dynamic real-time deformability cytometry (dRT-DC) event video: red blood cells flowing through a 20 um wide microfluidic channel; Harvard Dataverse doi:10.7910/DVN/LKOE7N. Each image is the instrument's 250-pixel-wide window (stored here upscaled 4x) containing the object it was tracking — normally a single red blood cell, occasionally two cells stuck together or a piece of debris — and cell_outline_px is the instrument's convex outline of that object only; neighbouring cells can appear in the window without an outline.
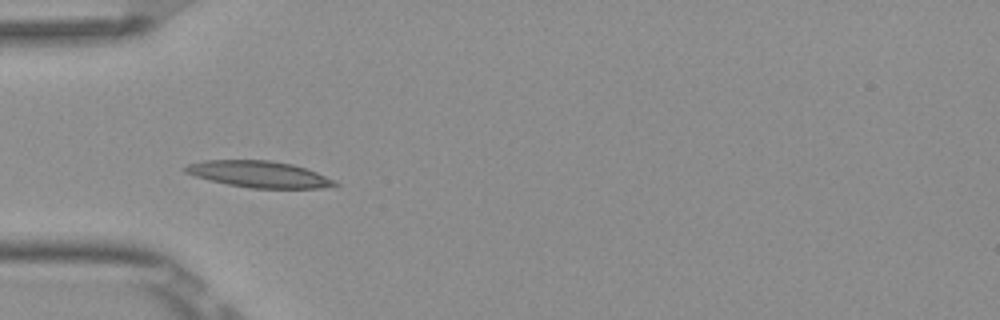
{"species": "Egyptian fruit bat (a non-hibernating species)", "species_latin": "Rousettus aegyptiacus", "temperature_condition": "room temperature", "stored_images_in_passage": 5, "camera_frame_rate_fps": 3000, "um_per_image_px": 0.085, "frame": {"image": 1, "passage_image": 4, "time_ms": 1.0, "image_size_px": [1000, 320], "cell_outline_px": [[340, 184], [324, 188], [248, 188], [228, 184], [196, 176], [184, 172], [180, 168], [188, 164], [204, 160], [268, 160], [292, 164], [316, 172], [336, 180]], "centroid_in_image_um": [22.01, 14.81], "position_along_channel_um": 63.0, "area_um2": 23.0}}
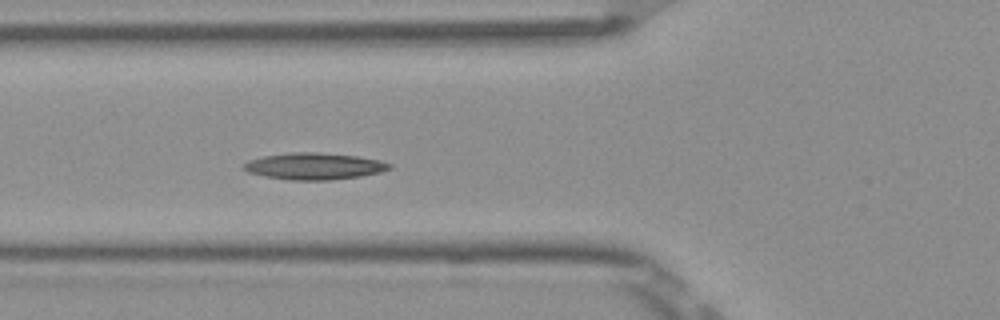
{"frame": {"image": 2, "passage_image": 5, "time_ms": 1.333, "image_size_px": [1000, 320], "cell_outline_px": [[392, 168], [380, 172], [360, 176], [328, 180], [292, 180], [264, 176], [248, 172], [244, 168], [244, 164], [248, 160], [264, 156], [292, 152], [316, 152], [356, 156], [380, 160], [392, 164]], "centroid_in_image_um": [26.72, 14.12], "position_along_channel_um": 99.1, "area_um2": 22.48}}